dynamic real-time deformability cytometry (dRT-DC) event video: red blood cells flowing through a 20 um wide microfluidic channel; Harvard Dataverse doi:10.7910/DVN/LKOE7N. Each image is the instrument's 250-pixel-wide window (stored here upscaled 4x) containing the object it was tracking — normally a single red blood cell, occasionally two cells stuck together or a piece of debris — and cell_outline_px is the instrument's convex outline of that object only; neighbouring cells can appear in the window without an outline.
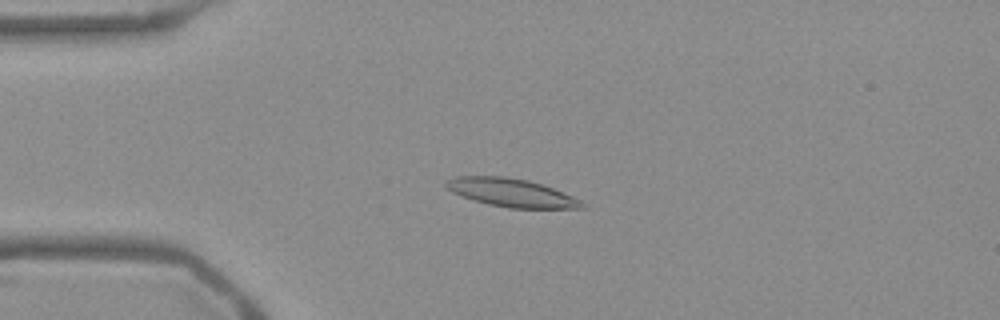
{"species": "Egyptian fruit bat (a non-hibernating species)", "species_latin": "Rousettus aegyptiacus", "temperature_condition": "warm", "stored_images_in_passage": 53, "camera_frame_rate_fps": 3000, "um_per_image_px": 0.085, "frame": {"image": 1, "passage_image": 12, "time_ms": 3.667, "image_size_px": [1000, 320], "cell_outline_px": [[588, 208], [508, 208], [488, 204], [460, 196], [452, 192], [444, 184], [444, 180], [452, 176], [504, 176], [528, 180], [552, 188], [572, 196], [580, 200]], "centroid_in_image_um": [43.41, 16.37], "position_along_channel_um": 41.6, "area_um2": 22.37}}
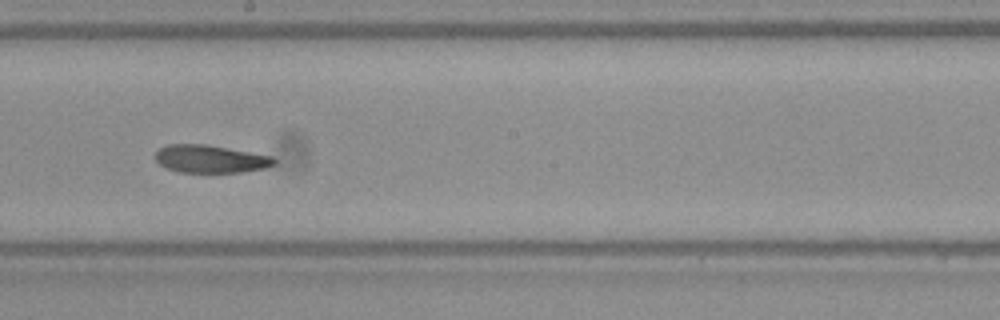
{"frame": {"image": 2, "passage_image": 29, "time_ms": 9.333, "image_size_px": [1000, 320], "cell_outline_px": [[276, 164], [264, 168], [240, 172], [180, 172], [168, 168], [160, 164], [156, 160], [156, 152], [160, 148], [168, 144], [208, 144], [272, 156], [276, 160]], "centroid_in_image_um": [17.9, 13.5], "position_along_channel_um": 230.3, "area_um2": 19.13}}
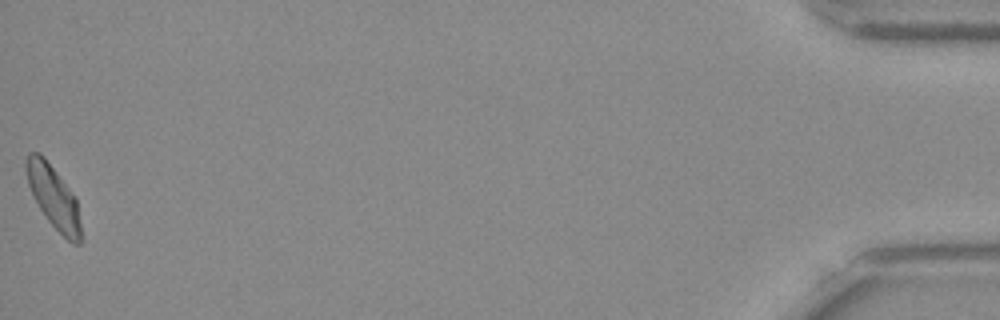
{"frame": {"image": 3, "passage_image": 53, "time_ms": 17.333, "image_size_px": [1000, 320], "cell_outline_px": [[84, 240], [80, 244], [72, 244], [48, 220], [40, 208], [28, 184], [24, 168], [24, 160], [28, 152], [40, 152], [44, 156], [76, 196]], "centroid_in_image_um": [4.58, 16.74], "position_along_channel_um": 430.6, "area_um2": 20.35}, "authors_computed_cell_mechanics": {"area_um2": 20.4612, "velocity_mm_per_s": 3.7507, "shape_relaxation_time_tau1_ms": 10.8122, "shape_relaxation_time_tau2_ms": 3.093, "deformation_change_tau1": 0.203, "deformation_change_tau2": 0.0884}}